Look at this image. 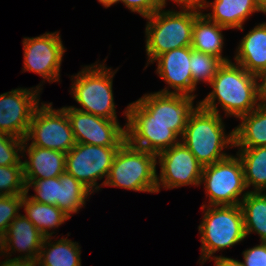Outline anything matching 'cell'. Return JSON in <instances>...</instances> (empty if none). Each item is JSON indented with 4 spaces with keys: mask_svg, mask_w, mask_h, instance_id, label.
I'll list each match as a JSON object with an SVG mask.
<instances>
[{
    "mask_svg": "<svg viewBox=\"0 0 266 266\" xmlns=\"http://www.w3.org/2000/svg\"><path fill=\"white\" fill-rule=\"evenodd\" d=\"M256 83L255 75L248 73L241 65L232 61L224 62L210 83L212 91L199 105L220 114L218 103L226 116L239 118L259 105Z\"/></svg>",
    "mask_w": 266,
    "mask_h": 266,
    "instance_id": "1",
    "label": "cell"
},
{
    "mask_svg": "<svg viewBox=\"0 0 266 266\" xmlns=\"http://www.w3.org/2000/svg\"><path fill=\"white\" fill-rule=\"evenodd\" d=\"M224 126L220 114L199 105L187 121L180 141L203 167L212 165L230 156L223 149L234 147V130L227 135Z\"/></svg>",
    "mask_w": 266,
    "mask_h": 266,
    "instance_id": "2",
    "label": "cell"
},
{
    "mask_svg": "<svg viewBox=\"0 0 266 266\" xmlns=\"http://www.w3.org/2000/svg\"><path fill=\"white\" fill-rule=\"evenodd\" d=\"M156 154L132 146L127 140L119 147L104 186L157 193Z\"/></svg>",
    "mask_w": 266,
    "mask_h": 266,
    "instance_id": "3",
    "label": "cell"
},
{
    "mask_svg": "<svg viewBox=\"0 0 266 266\" xmlns=\"http://www.w3.org/2000/svg\"><path fill=\"white\" fill-rule=\"evenodd\" d=\"M145 28L147 64L173 49L191 46L194 11L158 10L149 17Z\"/></svg>",
    "mask_w": 266,
    "mask_h": 266,
    "instance_id": "4",
    "label": "cell"
},
{
    "mask_svg": "<svg viewBox=\"0 0 266 266\" xmlns=\"http://www.w3.org/2000/svg\"><path fill=\"white\" fill-rule=\"evenodd\" d=\"M113 72L104 64L85 66L73 77L72 96L82 108L74 109L100 116L109 120H118L113 97Z\"/></svg>",
    "mask_w": 266,
    "mask_h": 266,
    "instance_id": "5",
    "label": "cell"
},
{
    "mask_svg": "<svg viewBox=\"0 0 266 266\" xmlns=\"http://www.w3.org/2000/svg\"><path fill=\"white\" fill-rule=\"evenodd\" d=\"M198 230L201 236V256L203 264L220 250L232 247L243 241L245 233L243 213L240 205L207 206Z\"/></svg>",
    "mask_w": 266,
    "mask_h": 266,
    "instance_id": "6",
    "label": "cell"
},
{
    "mask_svg": "<svg viewBox=\"0 0 266 266\" xmlns=\"http://www.w3.org/2000/svg\"><path fill=\"white\" fill-rule=\"evenodd\" d=\"M204 183L209 206L240 205L249 193L242 162L238 156L227 158L203 167L200 184ZM242 197L241 199L239 197Z\"/></svg>",
    "mask_w": 266,
    "mask_h": 266,
    "instance_id": "7",
    "label": "cell"
},
{
    "mask_svg": "<svg viewBox=\"0 0 266 266\" xmlns=\"http://www.w3.org/2000/svg\"><path fill=\"white\" fill-rule=\"evenodd\" d=\"M26 141L32 146L69 152L76 144L71 123L63 108L53 109L52 103H42L34 111Z\"/></svg>",
    "mask_w": 266,
    "mask_h": 266,
    "instance_id": "8",
    "label": "cell"
},
{
    "mask_svg": "<svg viewBox=\"0 0 266 266\" xmlns=\"http://www.w3.org/2000/svg\"><path fill=\"white\" fill-rule=\"evenodd\" d=\"M119 147H105L76 143L66 153L65 172L86 186L92 193L100 190L109 174L114 157ZM105 180L102 184L97 180Z\"/></svg>",
    "mask_w": 266,
    "mask_h": 266,
    "instance_id": "9",
    "label": "cell"
},
{
    "mask_svg": "<svg viewBox=\"0 0 266 266\" xmlns=\"http://www.w3.org/2000/svg\"><path fill=\"white\" fill-rule=\"evenodd\" d=\"M196 96L165 93H147L133 104L150 120L166 124L178 137H182L187 121L198 108Z\"/></svg>",
    "mask_w": 266,
    "mask_h": 266,
    "instance_id": "10",
    "label": "cell"
},
{
    "mask_svg": "<svg viewBox=\"0 0 266 266\" xmlns=\"http://www.w3.org/2000/svg\"><path fill=\"white\" fill-rule=\"evenodd\" d=\"M23 70L39 74L49 83L58 82L64 52L59 32L23 39Z\"/></svg>",
    "mask_w": 266,
    "mask_h": 266,
    "instance_id": "11",
    "label": "cell"
},
{
    "mask_svg": "<svg viewBox=\"0 0 266 266\" xmlns=\"http://www.w3.org/2000/svg\"><path fill=\"white\" fill-rule=\"evenodd\" d=\"M40 85L16 88L0 94V133L25 139L34 111L39 106Z\"/></svg>",
    "mask_w": 266,
    "mask_h": 266,
    "instance_id": "12",
    "label": "cell"
},
{
    "mask_svg": "<svg viewBox=\"0 0 266 266\" xmlns=\"http://www.w3.org/2000/svg\"><path fill=\"white\" fill-rule=\"evenodd\" d=\"M156 159L161 169L160 176L157 175V193L160 185L164 189L200 185L203 166L181 141L158 153Z\"/></svg>",
    "mask_w": 266,
    "mask_h": 266,
    "instance_id": "13",
    "label": "cell"
},
{
    "mask_svg": "<svg viewBox=\"0 0 266 266\" xmlns=\"http://www.w3.org/2000/svg\"><path fill=\"white\" fill-rule=\"evenodd\" d=\"M70 120L76 143L120 147L126 141V127L118 120H109L90 113L62 107Z\"/></svg>",
    "mask_w": 266,
    "mask_h": 266,
    "instance_id": "14",
    "label": "cell"
},
{
    "mask_svg": "<svg viewBox=\"0 0 266 266\" xmlns=\"http://www.w3.org/2000/svg\"><path fill=\"white\" fill-rule=\"evenodd\" d=\"M123 115L126 116V140L134 147L158 154L180 142L178 136L161 122L150 120L130 103Z\"/></svg>",
    "mask_w": 266,
    "mask_h": 266,
    "instance_id": "15",
    "label": "cell"
},
{
    "mask_svg": "<svg viewBox=\"0 0 266 266\" xmlns=\"http://www.w3.org/2000/svg\"><path fill=\"white\" fill-rule=\"evenodd\" d=\"M191 52V46L181 47L165 52L154 60L157 61L156 73L168 84V88L174 90L165 87L159 93L196 96L192 94L196 87L190 71Z\"/></svg>",
    "mask_w": 266,
    "mask_h": 266,
    "instance_id": "16",
    "label": "cell"
},
{
    "mask_svg": "<svg viewBox=\"0 0 266 266\" xmlns=\"http://www.w3.org/2000/svg\"><path fill=\"white\" fill-rule=\"evenodd\" d=\"M22 152L28 153L29 160L22 161L24 180L59 177L65 172L66 154L61 151L32 146L24 140Z\"/></svg>",
    "mask_w": 266,
    "mask_h": 266,
    "instance_id": "17",
    "label": "cell"
},
{
    "mask_svg": "<svg viewBox=\"0 0 266 266\" xmlns=\"http://www.w3.org/2000/svg\"><path fill=\"white\" fill-rule=\"evenodd\" d=\"M6 232L8 252H23L15 258L37 261L44 236L25 215L19 214Z\"/></svg>",
    "mask_w": 266,
    "mask_h": 266,
    "instance_id": "18",
    "label": "cell"
},
{
    "mask_svg": "<svg viewBox=\"0 0 266 266\" xmlns=\"http://www.w3.org/2000/svg\"><path fill=\"white\" fill-rule=\"evenodd\" d=\"M211 7L204 15L227 29L244 30L243 23L255 12H259V0H204L203 8Z\"/></svg>",
    "mask_w": 266,
    "mask_h": 266,
    "instance_id": "19",
    "label": "cell"
},
{
    "mask_svg": "<svg viewBox=\"0 0 266 266\" xmlns=\"http://www.w3.org/2000/svg\"><path fill=\"white\" fill-rule=\"evenodd\" d=\"M234 59L254 75L266 69V22L256 25L241 39Z\"/></svg>",
    "mask_w": 266,
    "mask_h": 266,
    "instance_id": "20",
    "label": "cell"
},
{
    "mask_svg": "<svg viewBox=\"0 0 266 266\" xmlns=\"http://www.w3.org/2000/svg\"><path fill=\"white\" fill-rule=\"evenodd\" d=\"M226 29L208 19L204 13L195 12L191 42L192 49L216 56L223 62H229L230 60L228 58L222 56L224 44L222 30Z\"/></svg>",
    "mask_w": 266,
    "mask_h": 266,
    "instance_id": "21",
    "label": "cell"
},
{
    "mask_svg": "<svg viewBox=\"0 0 266 266\" xmlns=\"http://www.w3.org/2000/svg\"><path fill=\"white\" fill-rule=\"evenodd\" d=\"M234 130V147L254 148L266 146V105H258L250 113L239 117Z\"/></svg>",
    "mask_w": 266,
    "mask_h": 266,
    "instance_id": "22",
    "label": "cell"
},
{
    "mask_svg": "<svg viewBox=\"0 0 266 266\" xmlns=\"http://www.w3.org/2000/svg\"><path fill=\"white\" fill-rule=\"evenodd\" d=\"M79 243L67 237L52 242V236L44 237L37 258L38 266H82Z\"/></svg>",
    "mask_w": 266,
    "mask_h": 266,
    "instance_id": "23",
    "label": "cell"
},
{
    "mask_svg": "<svg viewBox=\"0 0 266 266\" xmlns=\"http://www.w3.org/2000/svg\"><path fill=\"white\" fill-rule=\"evenodd\" d=\"M22 207L25 216L34 224L44 237H50L56 229L65 221L70 219L62 210L55 205L43 204L32 200L28 196V192L23 195Z\"/></svg>",
    "mask_w": 266,
    "mask_h": 266,
    "instance_id": "24",
    "label": "cell"
},
{
    "mask_svg": "<svg viewBox=\"0 0 266 266\" xmlns=\"http://www.w3.org/2000/svg\"><path fill=\"white\" fill-rule=\"evenodd\" d=\"M243 165L247 188L253 192H266V146L239 148L236 154Z\"/></svg>",
    "mask_w": 266,
    "mask_h": 266,
    "instance_id": "25",
    "label": "cell"
},
{
    "mask_svg": "<svg viewBox=\"0 0 266 266\" xmlns=\"http://www.w3.org/2000/svg\"><path fill=\"white\" fill-rule=\"evenodd\" d=\"M240 207L246 236L256 232L260 241L266 242V192L249 191L242 199Z\"/></svg>",
    "mask_w": 266,
    "mask_h": 266,
    "instance_id": "26",
    "label": "cell"
},
{
    "mask_svg": "<svg viewBox=\"0 0 266 266\" xmlns=\"http://www.w3.org/2000/svg\"><path fill=\"white\" fill-rule=\"evenodd\" d=\"M90 194L92 192L86 186L67 172L59 176L58 208L70 218L85 205Z\"/></svg>",
    "mask_w": 266,
    "mask_h": 266,
    "instance_id": "27",
    "label": "cell"
},
{
    "mask_svg": "<svg viewBox=\"0 0 266 266\" xmlns=\"http://www.w3.org/2000/svg\"><path fill=\"white\" fill-rule=\"evenodd\" d=\"M190 63L192 81L196 87L200 81L210 84L224 62L216 56L192 49Z\"/></svg>",
    "mask_w": 266,
    "mask_h": 266,
    "instance_id": "28",
    "label": "cell"
},
{
    "mask_svg": "<svg viewBox=\"0 0 266 266\" xmlns=\"http://www.w3.org/2000/svg\"><path fill=\"white\" fill-rule=\"evenodd\" d=\"M23 165L0 166V195H24Z\"/></svg>",
    "mask_w": 266,
    "mask_h": 266,
    "instance_id": "29",
    "label": "cell"
},
{
    "mask_svg": "<svg viewBox=\"0 0 266 266\" xmlns=\"http://www.w3.org/2000/svg\"><path fill=\"white\" fill-rule=\"evenodd\" d=\"M26 192L33 186L36 195L29 196L32 200L58 207L59 199V177H53L41 180H24Z\"/></svg>",
    "mask_w": 266,
    "mask_h": 266,
    "instance_id": "30",
    "label": "cell"
},
{
    "mask_svg": "<svg viewBox=\"0 0 266 266\" xmlns=\"http://www.w3.org/2000/svg\"><path fill=\"white\" fill-rule=\"evenodd\" d=\"M23 139L0 133V166L23 165L19 153H22Z\"/></svg>",
    "mask_w": 266,
    "mask_h": 266,
    "instance_id": "31",
    "label": "cell"
},
{
    "mask_svg": "<svg viewBox=\"0 0 266 266\" xmlns=\"http://www.w3.org/2000/svg\"><path fill=\"white\" fill-rule=\"evenodd\" d=\"M23 195H0V231L6 232L11 222L20 214Z\"/></svg>",
    "mask_w": 266,
    "mask_h": 266,
    "instance_id": "32",
    "label": "cell"
},
{
    "mask_svg": "<svg viewBox=\"0 0 266 266\" xmlns=\"http://www.w3.org/2000/svg\"><path fill=\"white\" fill-rule=\"evenodd\" d=\"M131 12L139 13L144 18L159 10L158 0H121Z\"/></svg>",
    "mask_w": 266,
    "mask_h": 266,
    "instance_id": "33",
    "label": "cell"
},
{
    "mask_svg": "<svg viewBox=\"0 0 266 266\" xmlns=\"http://www.w3.org/2000/svg\"><path fill=\"white\" fill-rule=\"evenodd\" d=\"M244 266H266V242H261L242 252Z\"/></svg>",
    "mask_w": 266,
    "mask_h": 266,
    "instance_id": "34",
    "label": "cell"
},
{
    "mask_svg": "<svg viewBox=\"0 0 266 266\" xmlns=\"http://www.w3.org/2000/svg\"><path fill=\"white\" fill-rule=\"evenodd\" d=\"M181 6L182 11H194L201 12L200 9H203L204 0H172ZM167 0H158L159 9L164 10L163 8L166 6Z\"/></svg>",
    "mask_w": 266,
    "mask_h": 266,
    "instance_id": "35",
    "label": "cell"
},
{
    "mask_svg": "<svg viewBox=\"0 0 266 266\" xmlns=\"http://www.w3.org/2000/svg\"><path fill=\"white\" fill-rule=\"evenodd\" d=\"M256 78V89H257V100L259 105H266V69L260 71L255 75ZM259 81H262L259 83Z\"/></svg>",
    "mask_w": 266,
    "mask_h": 266,
    "instance_id": "36",
    "label": "cell"
},
{
    "mask_svg": "<svg viewBox=\"0 0 266 266\" xmlns=\"http://www.w3.org/2000/svg\"><path fill=\"white\" fill-rule=\"evenodd\" d=\"M212 259L215 260L214 266H244L242 262L224 256H213L209 261Z\"/></svg>",
    "mask_w": 266,
    "mask_h": 266,
    "instance_id": "37",
    "label": "cell"
},
{
    "mask_svg": "<svg viewBox=\"0 0 266 266\" xmlns=\"http://www.w3.org/2000/svg\"><path fill=\"white\" fill-rule=\"evenodd\" d=\"M8 258L5 261L0 262V266H36V261L33 260H24L21 258L10 257Z\"/></svg>",
    "mask_w": 266,
    "mask_h": 266,
    "instance_id": "38",
    "label": "cell"
},
{
    "mask_svg": "<svg viewBox=\"0 0 266 266\" xmlns=\"http://www.w3.org/2000/svg\"><path fill=\"white\" fill-rule=\"evenodd\" d=\"M7 255L8 257V254L9 257H11V253L8 252V244H7V232H1L0 231V255Z\"/></svg>",
    "mask_w": 266,
    "mask_h": 266,
    "instance_id": "39",
    "label": "cell"
},
{
    "mask_svg": "<svg viewBox=\"0 0 266 266\" xmlns=\"http://www.w3.org/2000/svg\"><path fill=\"white\" fill-rule=\"evenodd\" d=\"M98 2L101 3L105 8H108L117 2H121V0H98Z\"/></svg>",
    "mask_w": 266,
    "mask_h": 266,
    "instance_id": "40",
    "label": "cell"
},
{
    "mask_svg": "<svg viewBox=\"0 0 266 266\" xmlns=\"http://www.w3.org/2000/svg\"><path fill=\"white\" fill-rule=\"evenodd\" d=\"M259 12L266 14V0H259Z\"/></svg>",
    "mask_w": 266,
    "mask_h": 266,
    "instance_id": "41",
    "label": "cell"
}]
</instances>
